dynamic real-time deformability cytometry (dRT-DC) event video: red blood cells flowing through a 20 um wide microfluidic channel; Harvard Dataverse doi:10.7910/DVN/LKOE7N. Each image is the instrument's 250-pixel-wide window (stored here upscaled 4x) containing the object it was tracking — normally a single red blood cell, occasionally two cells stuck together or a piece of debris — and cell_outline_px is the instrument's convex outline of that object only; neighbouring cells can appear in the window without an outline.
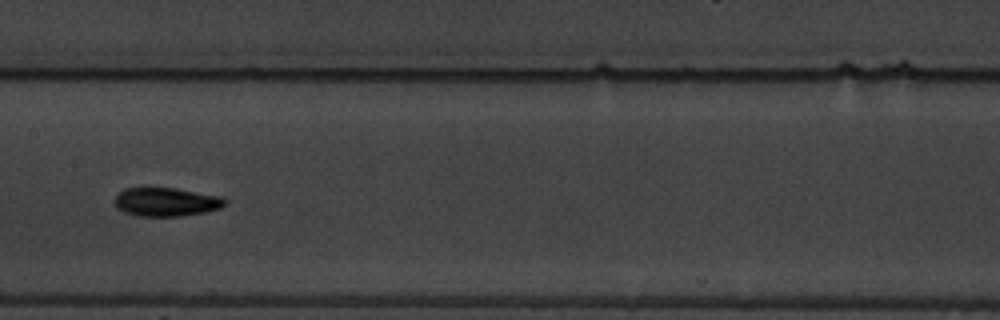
{"species": "common noctule bat (a hibernating species)", "species_latin": "Nyctalus noctula", "temperature_condition": "warm", "stored_images_in_passage": 10, "camera_frame_rate_fps": 3000, "um_per_image_px": 0.085, "animal": {"sex": "male", "body_mass_g": 19.5, "forearm_length_mm": 54.6}, "frame": {"image": 1, "passage_image": 9, "time_ms": 9.333, "image_size_px": [1000, 320], "cell_outline_px": [[228, 204], [220, 208], [204, 212], [180, 216], [140, 216], [124, 212], [116, 204], [116, 196], [124, 188], [176, 188], [224, 196], [228, 200]], "centroid_in_image_um": [14.22, 17.15], "position_along_channel_um": 193.2, "area_um2": 18.44}}
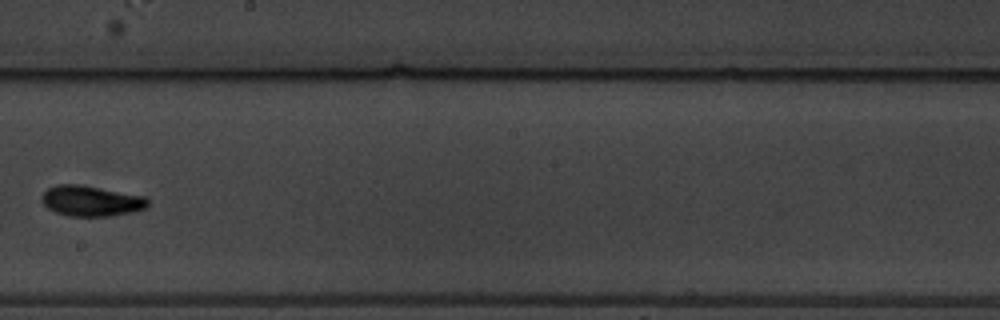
{"frame": {"image": 2, "passage_image": 10, "time_ms": 10.667, "image_size_px": [1000, 320], "cell_outline_px": [[148, 204], [144, 208], [136, 212], [112, 216], [68, 216], [56, 212], [48, 208], [40, 200], [40, 196], [48, 188], [56, 184], [80, 184], [148, 196]], "centroid_in_image_um": [7.76, 17.07], "position_along_channel_um": 240.4, "area_um2": 19.25}}